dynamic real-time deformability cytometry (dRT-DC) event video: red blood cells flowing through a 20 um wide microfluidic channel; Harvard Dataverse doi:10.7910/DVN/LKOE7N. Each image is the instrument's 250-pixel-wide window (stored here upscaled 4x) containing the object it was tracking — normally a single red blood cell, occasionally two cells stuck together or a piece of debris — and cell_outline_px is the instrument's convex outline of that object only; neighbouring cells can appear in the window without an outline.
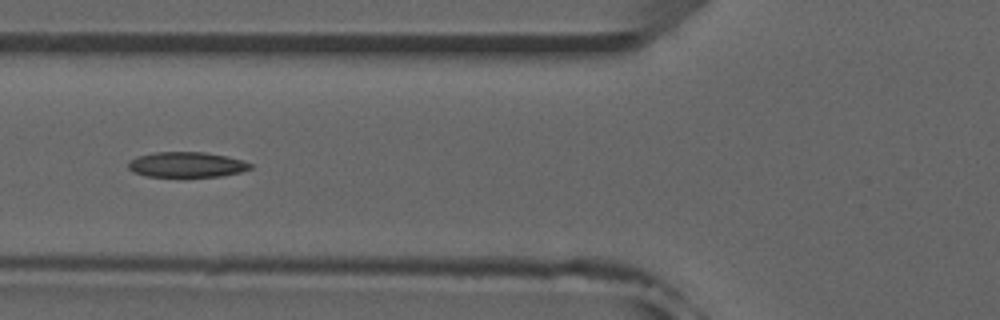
{"species": "common noctule bat (a hibernating species)", "species_latin": "Nyctalus noctula", "temperature_condition": "room temperature", "stored_images_in_passage": 38, "camera_frame_rate_fps": 3000, "um_per_image_px": 0.085, "animal": {"sex": "male", "forearm_length_mm": 52.5}, "frame": {"image": 1, "passage_image": 6, "time_ms": 1.667, "image_size_px": [1000, 320], "cell_outline_px": [[252, 168], [240, 172], [220, 176], [148, 176], [132, 172], [128, 168], [128, 164], [136, 156], [152, 152], [204, 152], [228, 156], [244, 160], [252, 164]], "centroid_in_image_um": [15.88, 13.98], "position_along_channel_um": 109.9, "area_um2": 17.98}, "authors_computed_cell_mechanics": {"area_um2": 18.1492, "velocity_mm_per_s": 3.9416, "shape_relaxation_time_tau1_ms": null, "shape_relaxation_time_tau2_ms": 3.5096, "deformation_change_tau1": null, "deformation_change_tau2": 0.0988}}